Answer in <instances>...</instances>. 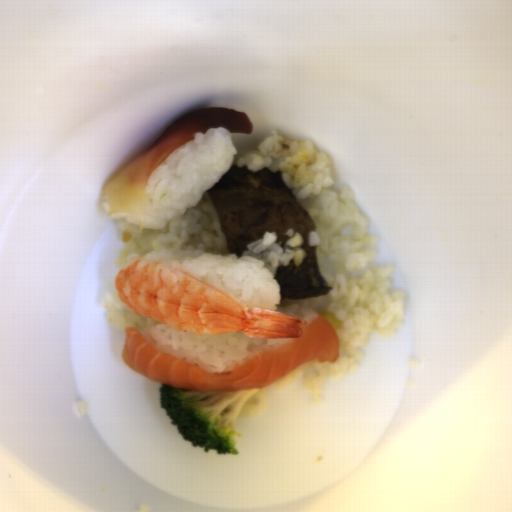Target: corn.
Instances as JSON below:
<instances>
[{
  "label": "corn",
  "instance_id": "1",
  "mask_svg": "<svg viewBox=\"0 0 512 512\" xmlns=\"http://www.w3.org/2000/svg\"><path fill=\"white\" fill-rule=\"evenodd\" d=\"M321 316H325L327 318V320L332 324V326L334 327L335 331L336 330H339L341 328V323L339 322V320L334 316L332 315L331 313L329 312H324L323 315Z\"/></svg>",
  "mask_w": 512,
  "mask_h": 512
}]
</instances>
